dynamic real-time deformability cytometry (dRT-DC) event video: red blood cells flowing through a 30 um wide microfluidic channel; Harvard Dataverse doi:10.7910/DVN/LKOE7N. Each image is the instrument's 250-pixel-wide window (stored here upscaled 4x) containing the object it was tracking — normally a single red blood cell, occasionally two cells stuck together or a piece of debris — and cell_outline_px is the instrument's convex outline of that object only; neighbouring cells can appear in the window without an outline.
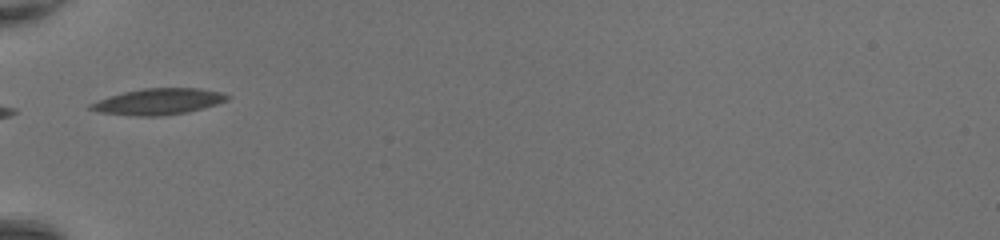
{"species": "common noctule bat (a hibernating species)", "species_latin": "Nyctalus noctula", "temperature_condition": "room temperature", "stored_images_in_passage": 31, "camera_frame_rate_fps": 3000, "um_per_image_px": 0.085, "animal": {"sex": "female", "body_mass_g": 20.0, "forearm_length_mm": 54.0}, "frame": {"image": 1, "passage_image": 1, "time_ms": 0.0, "image_size_px": [1000, 240], "cell_outline_px": [[232, 96], [228, 100], [216, 104], [188, 112], [160, 116], [136, 116], [100, 112], [88, 108], [88, 104], [108, 96], [124, 92], [144, 88], [200, 88], [220, 92]], "centroid_in_image_um": [13.47, 8.63], "position_along_channel_um": 71.5, "area_um2": 20.81}}
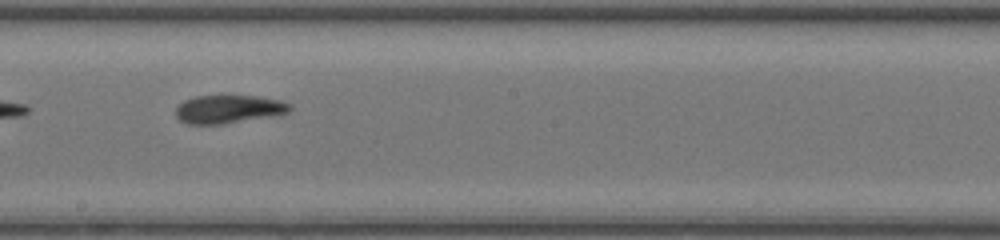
{"frame": {"image": 2, "passage_image": 12, "time_ms": 3.667, "image_size_px": [1000, 240], "cell_outline_px": [[292, 108], [288, 112], [280, 116], [220, 124], [188, 124], [180, 120], [176, 116], [176, 108], [184, 100], [196, 96], [256, 96], [280, 100], [292, 104]], "centroid_in_image_um": [19.49, 9.29], "position_along_channel_um": 228.7, "area_um2": 18.96}}
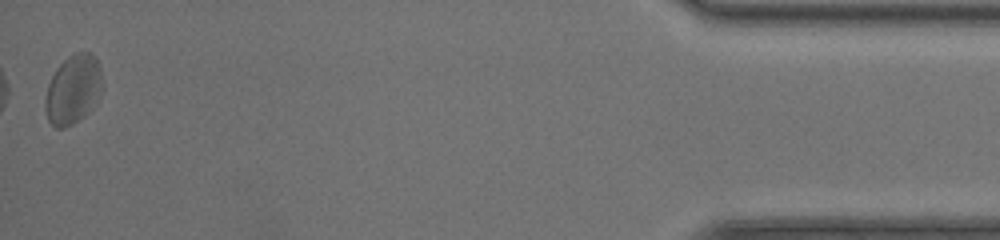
{"frame": {"image": 3, "passage_image": 31, "time_ms": 10.0, "image_size_px": [1000, 240], "cell_outline_px": [[104, 84], [96, 104], [84, 116], [72, 124], [64, 128], [56, 128], [48, 120], [44, 108], [44, 100], [48, 84], [56, 68], [68, 56], [76, 52], [92, 52], [100, 68]], "centroid_in_image_um": [6.22, 7.61], "position_along_channel_um": 429.0, "area_um2": 23.29}, "authors_computed_cell_mechanics": {"area_um2": 20.2878, "velocity_mm_per_s": 4.3464, "shape_relaxation_time_tau1_ms": null, "shape_relaxation_time_tau2_ms": 4.1548, "deformation_change_tau1": null, "deformation_change_tau2": 0.1262}}